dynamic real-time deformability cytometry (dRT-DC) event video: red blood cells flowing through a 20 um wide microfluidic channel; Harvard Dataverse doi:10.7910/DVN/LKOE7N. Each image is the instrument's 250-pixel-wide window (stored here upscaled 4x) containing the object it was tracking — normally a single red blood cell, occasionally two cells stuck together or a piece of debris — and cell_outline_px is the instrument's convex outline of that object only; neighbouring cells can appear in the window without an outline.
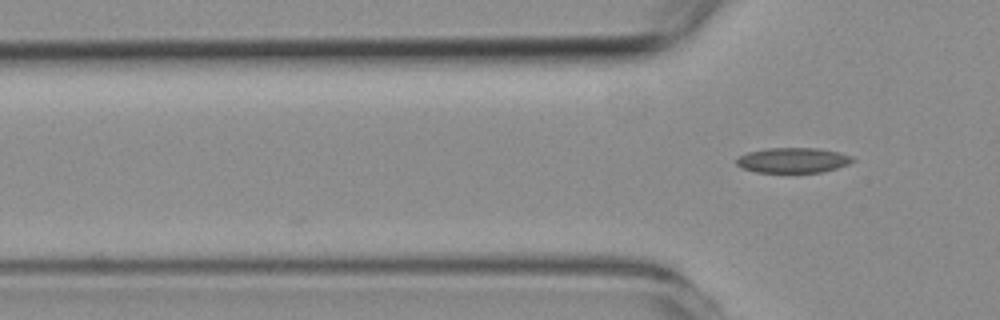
{"species": "common noctule bat (a hibernating species)", "species_latin": "Nyctalus noctula", "temperature_condition": "room temperature", "stored_images_in_passage": 2, "camera_frame_rate_fps": 3000, "um_per_image_px": 0.085, "animal": {"sex": "female", "body_mass_g": 19.3, "forearm_length_mm": 54.1}, "frame": {"image": 1, "passage_image": 2, "time_ms": 1.0, "image_size_px": [1000, 320], "cell_outline_px": [[856, 160], [848, 164], [836, 168], [820, 172], [756, 172], [744, 168], [736, 164], [736, 160], [740, 156], [748, 152], [768, 148], [820, 148], [840, 152], [852, 156]], "centroid_in_image_um": [67.44, 13.61], "position_along_channel_um": 58.4, "area_um2": 16.94}}